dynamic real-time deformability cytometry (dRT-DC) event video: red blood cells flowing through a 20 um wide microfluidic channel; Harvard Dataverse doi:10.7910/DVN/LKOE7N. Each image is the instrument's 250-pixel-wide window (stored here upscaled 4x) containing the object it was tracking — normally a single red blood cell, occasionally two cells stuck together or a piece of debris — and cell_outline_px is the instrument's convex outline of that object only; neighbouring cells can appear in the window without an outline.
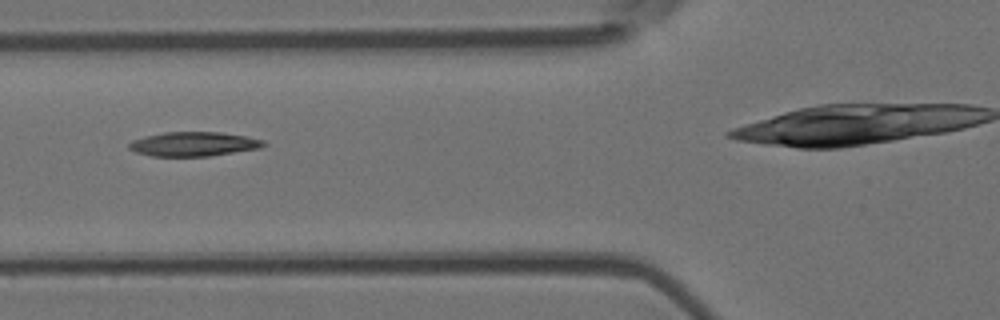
{"species": "Egyptian fruit bat (a non-hibernating species)", "species_latin": "Rousettus aegyptiacus", "temperature_condition": "room temperature", "stored_images_in_passage": 8, "camera_frame_rate_fps": 3000, "um_per_image_px": 0.085, "animal": {"sex": "female"}, "frame": {"image": 1, "passage_image": 4, "time_ms": 1.0, "image_size_px": [1000, 320], "cell_outline_px": [[268, 144], [260, 148], [208, 156], [152, 156], [136, 152], [128, 148], [128, 144], [132, 140], [144, 136], [164, 132], [220, 132], [244, 136], [264, 140]], "centroid_in_image_um": [16.44, 12.24], "position_along_channel_um": 109.4, "area_um2": 19.02}}
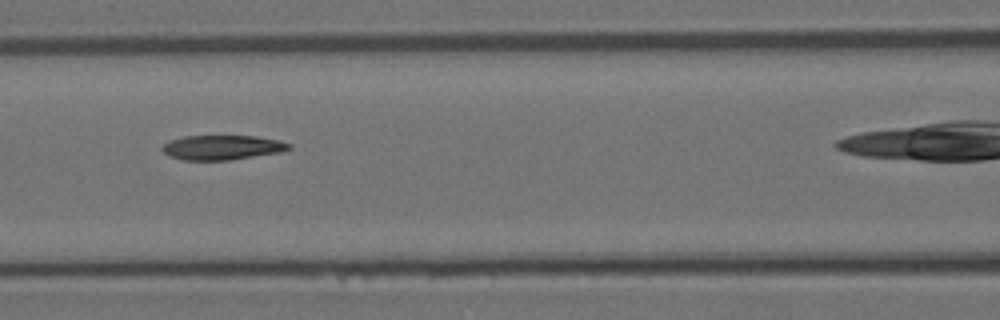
{"frame": {"image": 2, "passage_image": 5, "time_ms": 1.333, "image_size_px": [1000, 320], "cell_outline_px": [[292, 148], [280, 152], [228, 160], [184, 160], [172, 156], [164, 152], [160, 148], [164, 144], [172, 140], [184, 136], [256, 136], [280, 140], [292, 144]], "centroid_in_image_um": [18.93, 12.52], "position_along_channel_um": 147.7, "area_um2": 18.03}}